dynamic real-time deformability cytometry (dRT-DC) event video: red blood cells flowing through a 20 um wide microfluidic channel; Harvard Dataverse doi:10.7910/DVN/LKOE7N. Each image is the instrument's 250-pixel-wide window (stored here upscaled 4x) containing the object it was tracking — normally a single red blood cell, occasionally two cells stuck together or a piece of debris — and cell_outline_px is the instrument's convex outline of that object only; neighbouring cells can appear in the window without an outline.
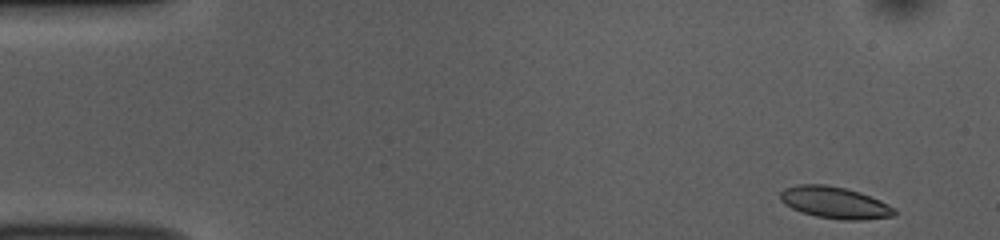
{"species": "common noctule bat (a hibernating species)", "species_latin": "Nyctalus noctula", "temperature_condition": "room temperature", "stored_images_in_passage": 49, "camera_frame_rate_fps": 3000, "um_per_image_px": 0.085, "animal": {"sex": "female", "body_mass_g": 10.0, "forearm_length_mm": 53.1}, "frame": {"image": 1, "passage_image": 1, "time_ms": 0.0, "image_size_px": [1000, 240], "cell_outline_px": [[896, 212], [892, 216], [864, 220], [840, 220], [816, 216], [800, 212], [784, 204], [780, 200], [780, 192], [784, 188], [796, 184], [824, 184], [844, 188], [860, 192], [880, 200], [896, 208]], "centroid_in_image_um": [70.94, 17.22], "position_along_channel_um": 14.1, "area_um2": 21.27}}
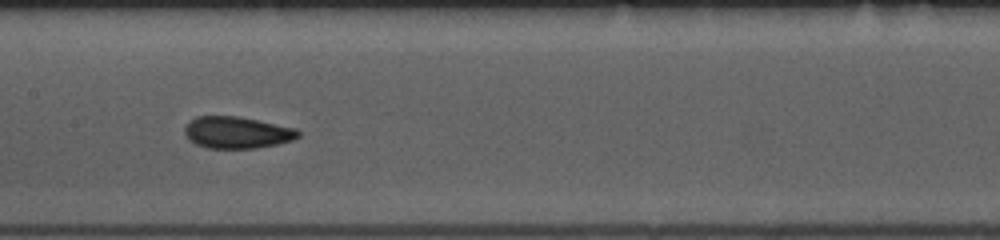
{"frame": {"image": 2, "passage_image": 23, "time_ms": 7.333, "image_size_px": [1000, 240], "cell_outline_px": [[300, 136], [292, 140], [276, 144], [256, 148], [208, 148], [196, 144], [184, 132], [184, 128], [196, 116], [240, 116], [296, 128], [300, 132]], "centroid_in_image_um": [20.18, 11.25], "position_along_channel_um": 187.2, "area_um2": 20.87}}
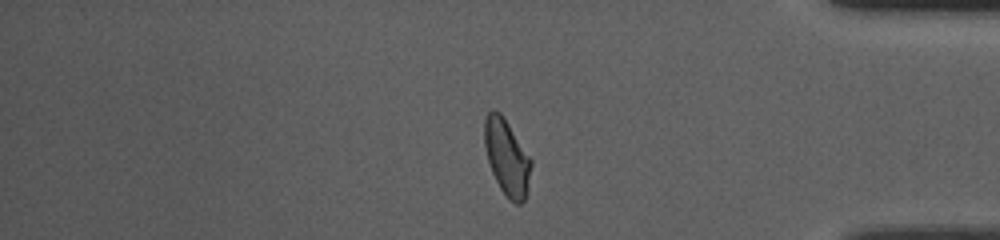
{"frame": {"image": 3, "passage_image": 41, "time_ms": 13.333, "image_size_px": [1000, 240], "cell_outline_px": [[532, 164], [528, 192], [524, 200], [520, 204], [516, 204], [508, 200], [500, 188], [492, 172], [488, 160], [484, 144], [484, 120], [488, 112], [492, 108], [500, 112], [532, 160]], "centroid_in_image_um": [43.09, 13.4], "position_along_channel_um": 392.1, "area_um2": 20.69}, "authors_computed_cell_mechanics": {"area_um2": 20.9236, "velocity_mm_per_s": 3.8269, "shape_relaxation_time_tau1_ms": 10.3521, "shape_relaxation_time_tau2_ms": 1.4869, "deformation_change_tau1": 0.1612, "deformation_change_tau2": 0.0731}}